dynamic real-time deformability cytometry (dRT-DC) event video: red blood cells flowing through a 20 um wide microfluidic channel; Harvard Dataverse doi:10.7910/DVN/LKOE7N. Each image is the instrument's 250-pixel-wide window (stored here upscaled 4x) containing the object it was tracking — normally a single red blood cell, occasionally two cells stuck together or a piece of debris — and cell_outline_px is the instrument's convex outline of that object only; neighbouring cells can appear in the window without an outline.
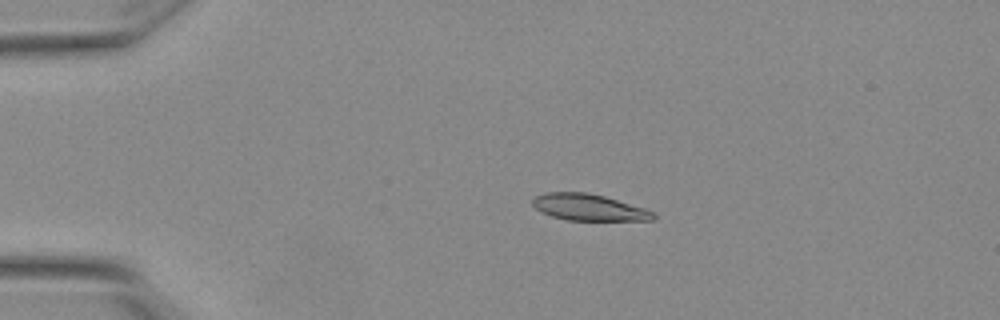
{"species": "Egyptian fruit bat (a non-hibernating species)", "species_latin": "Rousettus aegyptiacus", "temperature_condition": "warm", "stored_images_in_passage": 50, "camera_frame_rate_fps": 3000, "um_per_image_px": 0.085, "animal": {"sex": "female"}, "frame": {"image": 1, "passage_image": 8, "time_ms": 2.333, "image_size_px": [1000, 320], "cell_outline_px": [[656, 216], [652, 220], [568, 220], [552, 216], [540, 212], [532, 204], [532, 200], [536, 196], [544, 192], [588, 192], [604, 196], [644, 208], [656, 212]], "centroid_in_image_um": [50.04, 17.62], "position_along_channel_um": 35.0, "area_um2": 18.61}}
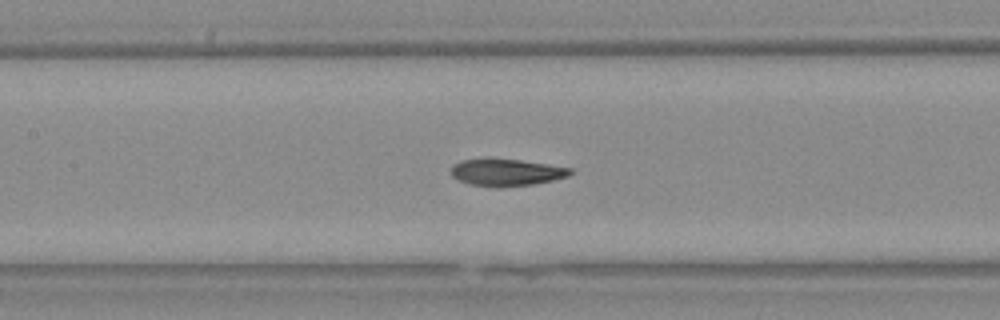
{"frame": {"image": 2, "passage_image": 22, "time_ms": 7.0, "image_size_px": [1000, 320], "cell_outline_px": [[572, 172], [568, 176], [552, 180], [532, 184], [496, 188], [492, 188], [472, 184], [460, 180], [452, 176], [452, 168], [456, 164], [464, 160], [520, 160], [572, 168]], "centroid_in_image_um": [43.09, 14.68], "position_along_channel_um": 164.3, "area_um2": 18.15}}
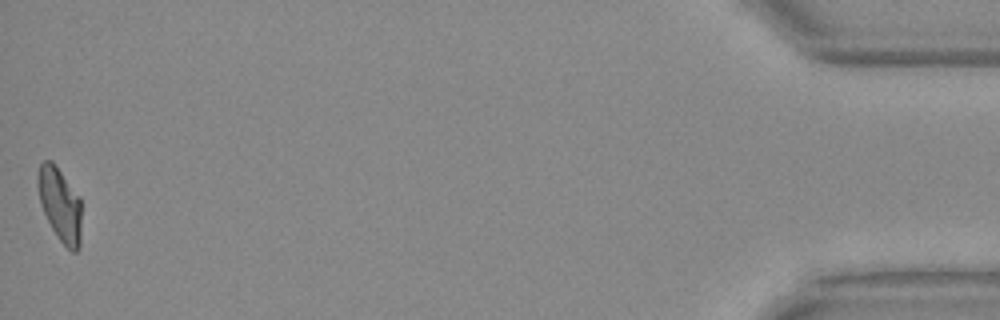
{"frame": {"image": 3, "passage_image": 50, "time_ms": 16.333, "image_size_px": [1000, 320], "cell_outline_px": [[80, 248], [76, 252], [72, 252], [56, 236], [40, 204], [36, 184], [36, 176], [40, 164], [44, 160], [52, 160], [80, 196]], "centroid_in_image_um": [5.07, 17.35], "position_along_channel_um": 430.1, "area_um2": 18.9}, "authors_computed_cell_mechanics": {"area_um2": 19.074, "velocity_mm_per_s": 3.8272, "shape_relaxation_time_tau1_ms": 9.2338, "shape_relaxation_time_tau2_ms": 2.1349, "deformation_change_tau1": 0.2718, "deformation_change_tau2": 0.0776}}